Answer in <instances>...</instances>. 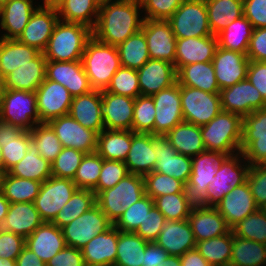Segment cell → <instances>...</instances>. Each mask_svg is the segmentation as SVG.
<instances>
[{
	"mask_svg": "<svg viewBox=\"0 0 266 266\" xmlns=\"http://www.w3.org/2000/svg\"><path fill=\"white\" fill-rule=\"evenodd\" d=\"M139 0H114L99 7L92 36L108 45L118 46L142 29L144 18Z\"/></svg>",
	"mask_w": 266,
	"mask_h": 266,
	"instance_id": "obj_1",
	"label": "cell"
},
{
	"mask_svg": "<svg viewBox=\"0 0 266 266\" xmlns=\"http://www.w3.org/2000/svg\"><path fill=\"white\" fill-rule=\"evenodd\" d=\"M92 29L81 23L59 20L43 54L47 61L81 60Z\"/></svg>",
	"mask_w": 266,
	"mask_h": 266,
	"instance_id": "obj_2",
	"label": "cell"
},
{
	"mask_svg": "<svg viewBox=\"0 0 266 266\" xmlns=\"http://www.w3.org/2000/svg\"><path fill=\"white\" fill-rule=\"evenodd\" d=\"M81 62L93 90L103 91L121 67L116 46L104 44L93 36L87 41Z\"/></svg>",
	"mask_w": 266,
	"mask_h": 266,
	"instance_id": "obj_3",
	"label": "cell"
},
{
	"mask_svg": "<svg viewBox=\"0 0 266 266\" xmlns=\"http://www.w3.org/2000/svg\"><path fill=\"white\" fill-rule=\"evenodd\" d=\"M243 117L221 110L208 124L200 126L202 140L208 151L227 156L241 152Z\"/></svg>",
	"mask_w": 266,
	"mask_h": 266,
	"instance_id": "obj_4",
	"label": "cell"
},
{
	"mask_svg": "<svg viewBox=\"0 0 266 266\" xmlns=\"http://www.w3.org/2000/svg\"><path fill=\"white\" fill-rule=\"evenodd\" d=\"M146 195L143 176L129 173L114 187L101 191L96 204L114 224L125 209Z\"/></svg>",
	"mask_w": 266,
	"mask_h": 266,
	"instance_id": "obj_5",
	"label": "cell"
},
{
	"mask_svg": "<svg viewBox=\"0 0 266 266\" xmlns=\"http://www.w3.org/2000/svg\"><path fill=\"white\" fill-rule=\"evenodd\" d=\"M0 120L24 131L40 124L35 91L5 89L0 98Z\"/></svg>",
	"mask_w": 266,
	"mask_h": 266,
	"instance_id": "obj_6",
	"label": "cell"
},
{
	"mask_svg": "<svg viewBox=\"0 0 266 266\" xmlns=\"http://www.w3.org/2000/svg\"><path fill=\"white\" fill-rule=\"evenodd\" d=\"M239 158L240 161L244 159L242 152L226 156L218 165L215 180L206 189V207H215L232 188L247 181L250 164L245 162V165L242 166V164H239L241 163Z\"/></svg>",
	"mask_w": 266,
	"mask_h": 266,
	"instance_id": "obj_7",
	"label": "cell"
},
{
	"mask_svg": "<svg viewBox=\"0 0 266 266\" xmlns=\"http://www.w3.org/2000/svg\"><path fill=\"white\" fill-rule=\"evenodd\" d=\"M167 21L176 38L213 35L205 0H185Z\"/></svg>",
	"mask_w": 266,
	"mask_h": 266,
	"instance_id": "obj_8",
	"label": "cell"
},
{
	"mask_svg": "<svg viewBox=\"0 0 266 266\" xmlns=\"http://www.w3.org/2000/svg\"><path fill=\"white\" fill-rule=\"evenodd\" d=\"M180 97L184 121L197 126L208 124L222 110L220 93L180 85Z\"/></svg>",
	"mask_w": 266,
	"mask_h": 266,
	"instance_id": "obj_9",
	"label": "cell"
},
{
	"mask_svg": "<svg viewBox=\"0 0 266 266\" xmlns=\"http://www.w3.org/2000/svg\"><path fill=\"white\" fill-rule=\"evenodd\" d=\"M113 223L96 204L62 228L66 246L82 249L91 239L104 233Z\"/></svg>",
	"mask_w": 266,
	"mask_h": 266,
	"instance_id": "obj_10",
	"label": "cell"
},
{
	"mask_svg": "<svg viewBox=\"0 0 266 266\" xmlns=\"http://www.w3.org/2000/svg\"><path fill=\"white\" fill-rule=\"evenodd\" d=\"M77 189L71 179L51 176L45 180L33 202L41 219L52 222Z\"/></svg>",
	"mask_w": 266,
	"mask_h": 266,
	"instance_id": "obj_11",
	"label": "cell"
},
{
	"mask_svg": "<svg viewBox=\"0 0 266 266\" xmlns=\"http://www.w3.org/2000/svg\"><path fill=\"white\" fill-rule=\"evenodd\" d=\"M227 155L205 150L192 157V170L186 190L195 205L205 206L206 189L215 180L218 165Z\"/></svg>",
	"mask_w": 266,
	"mask_h": 266,
	"instance_id": "obj_12",
	"label": "cell"
},
{
	"mask_svg": "<svg viewBox=\"0 0 266 266\" xmlns=\"http://www.w3.org/2000/svg\"><path fill=\"white\" fill-rule=\"evenodd\" d=\"M240 148L250 165L266 164V108L243 117Z\"/></svg>",
	"mask_w": 266,
	"mask_h": 266,
	"instance_id": "obj_13",
	"label": "cell"
},
{
	"mask_svg": "<svg viewBox=\"0 0 266 266\" xmlns=\"http://www.w3.org/2000/svg\"><path fill=\"white\" fill-rule=\"evenodd\" d=\"M35 93L40 123L69 114L73 96L60 83L45 79Z\"/></svg>",
	"mask_w": 266,
	"mask_h": 266,
	"instance_id": "obj_14",
	"label": "cell"
},
{
	"mask_svg": "<svg viewBox=\"0 0 266 266\" xmlns=\"http://www.w3.org/2000/svg\"><path fill=\"white\" fill-rule=\"evenodd\" d=\"M155 104L154 135L164 136L184 121L178 82L151 96Z\"/></svg>",
	"mask_w": 266,
	"mask_h": 266,
	"instance_id": "obj_15",
	"label": "cell"
},
{
	"mask_svg": "<svg viewBox=\"0 0 266 266\" xmlns=\"http://www.w3.org/2000/svg\"><path fill=\"white\" fill-rule=\"evenodd\" d=\"M48 124L55 131L62 147L74 148L85 154L96 152L98 133L83 127L69 114L54 118Z\"/></svg>",
	"mask_w": 266,
	"mask_h": 266,
	"instance_id": "obj_16",
	"label": "cell"
},
{
	"mask_svg": "<svg viewBox=\"0 0 266 266\" xmlns=\"http://www.w3.org/2000/svg\"><path fill=\"white\" fill-rule=\"evenodd\" d=\"M153 150L157 160L154 171L172 176L186 185L191 175L192 157L178 153L163 135H153Z\"/></svg>",
	"mask_w": 266,
	"mask_h": 266,
	"instance_id": "obj_17",
	"label": "cell"
},
{
	"mask_svg": "<svg viewBox=\"0 0 266 266\" xmlns=\"http://www.w3.org/2000/svg\"><path fill=\"white\" fill-rule=\"evenodd\" d=\"M222 110L242 117L266 108V101L248 79L220 90Z\"/></svg>",
	"mask_w": 266,
	"mask_h": 266,
	"instance_id": "obj_18",
	"label": "cell"
},
{
	"mask_svg": "<svg viewBox=\"0 0 266 266\" xmlns=\"http://www.w3.org/2000/svg\"><path fill=\"white\" fill-rule=\"evenodd\" d=\"M150 59L175 63L177 38L167 20L144 19L142 29Z\"/></svg>",
	"mask_w": 266,
	"mask_h": 266,
	"instance_id": "obj_19",
	"label": "cell"
},
{
	"mask_svg": "<svg viewBox=\"0 0 266 266\" xmlns=\"http://www.w3.org/2000/svg\"><path fill=\"white\" fill-rule=\"evenodd\" d=\"M58 21L59 16L56 8L39 5L17 40L43 52Z\"/></svg>",
	"mask_w": 266,
	"mask_h": 266,
	"instance_id": "obj_20",
	"label": "cell"
},
{
	"mask_svg": "<svg viewBox=\"0 0 266 266\" xmlns=\"http://www.w3.org/2000/svg\"><path fill=\"white\" fill-rule=\"evenodd\" d=\"M249 61L244 53L217 47L212 64L220 90L247 79Z\"/></svg>",
	"mask_w": 266,
	"mask_h": 266,
	"instance_id": "obj_21",
	"label": "cell"
},
{
	"mask_svg": "<svg viewBox=\"0 0 266 266\" xmlns=\"http://www.w3.org/2000/svg\"><path fill=\"white\" fill-rule=\"evenodd\" d=\"M46 79L60 83L73 97L93 90L81 60L47 61Z\"/></svg>",
	"mask_w": 266,
	"mask_h": 266,
	"instance_id": "obj_22",
	"label": "cell"
},
{
	"mask_svg": "<svg viewBox=\"0 0 266 266\" xmlns=\"http://www.w3.org/2000/svg\"><path fill=\"white\" fill-rule=\"evenodd\" d=\"M135 98L102 91L101 115L108 130H132Z\"/></svg>",
	"mask_w": 266,
	"mask_h": 266,
	"instance_id": "obj_23",
	"label": "cell"
},
{
	"mask_svg": "<svg viewBox=\"0 0 266 266\" xmlns=\"http://www.w3.org/2000/svg\"><path fill=\"white\" fill-rule=\"evenodd\" d=\"M215 208L224 217L230 228L259 209L247 181L232 188Z\"/></svg>",
	"mask_w": 266,
	"mask_h": 266,
	"instance_id": "obj_24",
	"label": "cell"
},
{
	"mask_svg": "<svg viewBox=\"0 0 266 266\" xmlns=\"http://www.w3.org/2000/svg\"><path fill=\"white\" fill-rule=\"evenodd\" d=\"M217 47L218 40L216 35L177 38L174 63L176 71L184 65L212 62Z\"/></svg>",
	"mask_w": 266,
	"mask_h": 266,
	"instance_id": "obj_25",
	"label": "cell"
},
{
	"mask_svg": "<svg viewBox=\"0 0 266 266\" xmlns=\"http://www.w3.org/2000/svg\"><path fill=\"white\" fill-rule=\"evenodd\" d=\"M137 73L142 96H152L177 82L174 64L162 60L149 59Z\"/></svg>",
	"mask_w": 266,
	"mask_h": 266,
	"instance_id": "obj_26",
	"label": "cell"
},
{
	"mask_svg": "<svg viewBox=\"0 0 266 266\" xmlns=\"http://www.w3.org/2000/svg\"><path fill=\"white\" fill-rule=\"evenodd\" d=\"M155 243L161 246L169 256L184 255L196 248V240L187 220H166Z\"/></svg>",
	"mask_w": 266,
	"mask_h": 266,
	"instance_id": "obj_27",
	"label": "cell"
},
{
	"mask_svg": "<svg viewBox=\"0 0 266 266\" xmlns=\"http://www.w3.org/2000/svg\"><path fill=\"white\" fill-rule=\"evenodd\" d=\"M188 221L196 242L225 235L231 230L215 207L194 205Z\"/></svg>",
	"mask_w": 266,
	"mask_h": 266,
	"instance_id": "obj_28",
	"label": "cell"
},
{
	"mask_svg": "<svg viewBox=\"0 0 266 266\" xmlns=\"http://www.w3.org/2000/svg\"><path fill=\"white\" fill-rule=\"evenodd\" d=\"M25 246L46 264L66 243L62 229L52 222H43L25 239Z\"/></svg>",
	"mask_w": 266,
	"mask_h": 266,
	"instance_id": "obj_29",
	"label": "cell"
},
{
	"mask_svg": "<svg viewBox=\"0 0 266 266\" xmlns=\"http://www.w3.org/2000/svg\"><path fill=\"white\" fill-rule=\"evenodd\" d=\"M101 104L102 91L91 90L86 94L73 97L69 115L83 127L100 134L105 129Z\"/></svg>",
	"mask_w": 266,
	"mask_h": 266,
	"instance_id": "obj_30",
	"label": "cell"
},
{
	"mask_svg": "<svg viewBox=\"0 0 266 266\" xmlns=\"http://www.w3.org/2000/svg\"><path fill=\"white\" fill-rule=\"evenodd\" d=\"M30 144V130L0 120V148L7 172L24 158Z\"/></svg>",
	"mask_w": 266,
	"mask_h": 266,
	"instance_id": "obj_31",
	"label": "cell"
},
{
	"mask_svg": "<svg viewBox=\"0 0 266 266\" xmlns=\"http://www.w3.org/2000/svg\"><path fill=\"white\" fill-rule=\"evenodd\" d=\"M156 162L153 134L132 131L131 148L125 160L129 173L144 176L154 171Z\"/></svg>",
	"mask_w": 266,
	"mask_h": 266,
	"instance_id": "obj_32",
	"label": "cell"
},
{
	"mask_svg": "<svg viewBox=\"0 0 266 266\" xmlns=\"http://www.w3.org/2000/svg\"><path fill=\"white\" fill-rule=\"evenodd\" d=\"M46 58L40 52L34 59L5 77V89L34 92L46 79Z\"/></svg>",
	"mask_w": 266,
	"mask_h": 266,
	"instance_id": "obj_33",
	"label": "cell"
},
{
	"mask_svg": "<svg viewBox=\"0 0 266 266\" xmlns=\"http://www.w3.org/2000/svg\"><path fill=\"white\" fill-rule=\"evenodd\" d=\"M118 229L113 225L91 239L82 249L85 264L114 266L117 255Z\"/></svg>",
	"mask_w": 266,
	"mask_h": 266,
	"instance_id": "obj_34",
	"label": "cell"
},
{
	"mask_svg": "<svg viewBox=\"0 0 266 266\" xmlns=\"http://www.w3.org/2000/svg\"><path fill=\"white\" fill-rule=\"evenodd\" d=\"M43 222L33 202L10 203L0 228L26 239Z\"/></svg>",
	"mask_w": 266,
	"mask_h": 266,
	"instance_id": "obj_35",
	"label": "cell"
},
{
	"mask_svg": "<svg viewBox=\"0 0 266 266\" xmlns=\"http://www.w3.org/2000/svg\"><path fill=\"white\" fill-rule=\"evenodd\" d=\"M34 7L32 0H11L3 5L0 8V26L7 33L0 38L18 39L38 6Z\"/></svg>",
	"mask_w": 266,
	"mask_h": 266,
	"instance_id": "obj_36",
	"label": "cell"
},
{
	"mask_svg": "<svg viewBox=\"0 0 266 266\" xmlns=\"http://www.w3.org/2000/svg\"><path fill=\"white\" fill-rule=\"evenodd\" d=\"M179 85L198 88L208 93H220L212 62L182 66L177 71Z\"/></svg>",
	"mask_w": 266,
	"mask_h": 266,
	"instance_id": "obj_37",
	"label": "cell"
},
{
	"mask_svg": "<svg viewBox=\"0 0 266 266\" xmlns=\"http://www.w3.org/2000/svg\"><path fill=\"white\" fill-rule=\"evenodd\" d=\"M176 151L182 155L194 157L205 151L200 126L181 122L164 135Z\"/></svg>",
	"mask_w": 266,
	"mask_h": 266,
	"instance_id": "obj_38",
	"label": "cell"
},
{
	"mask_svg": "<svg viewBox=\"0 0 266 266\" xmlns=\"http://www.w3.org/2000/svg\"><path fill=\"white\" fill-rule=\"evenodd\" d=\"M132 142V130L104 129L98 134L96 152L106 160L125 162Z\"/></svg>",
	"mask_w": 266,
	"mask_h": 266,
	"instance_id": "obj_39",
	"label": "cell"
},
{
	"mask_svg": "<svg viewBox=\"0 0 266 266\" xmlns=\"http://www.w3.org/2000/svg\"><path fill=\"white\" fill-rule=\"evenodd\" d=\"M40 51L17 39L0 38V71L6 77L11 71L34 59Z\"/></svg>",
	"mask_w": 266,
	"mask_h": 266,
	"instance_id": "obj_40",
	"label": "cell"
},
{
	"mask_svg": "<svg viewBox=\"0 0 266 266\" xmlns=\"http://www.w3.org/2000/svg\"><path fill=\"white\" fill-rule=\"evenodd\" d=\"M205 3L213 35L243 16V0H205Z\"/></svg>",
	"mask_w": 266,
	"mask_h": 266,
	"instance_id": "obj_41",
	"label": "cell"
},
{
	"mask_svg": "<svg viewBox=\"0 0 266 266\" xmlns=\"http://www.w3.org/2000/svg\"><path fill=\"white\" fill-rule=\"evenodd\" d=\"M8 173L12 176L43 183L52 176L51 163L44 159L31 143L24 158L14 165Z\"/></svg>",
	"mask_w": 266,
	"mask_h": 266,
	"instance_id": "obj_42",
	"label": "cell"
},
{
	"mask_svg": "<svg viewBox=\"0 0 266 266\" xmlns=\"http://www.w3.org/2000/svg\"><path fill=\"white\" fill-rule=\"evenodd\" d=\"M253 26L243 15L218 33V47L247 54Z\"/></svg>",
	"mask_w": 266,
	"mask_h": 266,
	"instance_id": "obj_43",
	"label": "cell"
},
{
	"mask_svg": "<svg viewBox=\"0 0 266 266\" xmlns=\"http://www.w3.org/2000/svg\"><path fill=\"white\" fill-rule=\"evenodd\" d=\"M148 243L134 232L118 230L117 255L114 266H144V253Z\"/></svg>",
	"mask_w": 266,
	"mask_h": 266,
	"instance_id": "obj_44",
	"label": "cell"
},
{
	"mask_svg": "<svg viewBox=\"0 0 266 266\" xmlns=\"http://www.w3.org/2000/svg\"><path fill=\"white\" fill-rule=\"evenodd\" d=\"M57 12L59 20L81 23L93 29L97 22L99 5L94 0H64L58 6Z\"/></svg>",
	"mask_w": 266,
	"mask_h": 266,
	"instance_id": "obj_45",
	"label": "cell"
},
{
	"mask_svg": "<svg viewBox=\"0 0 266 266\" xmlns=\"http://www.w3.org/2000/svg\"><path fill=\"white\" fill-rule=\"evenodd\" d=\"M266 244L233 235L229 266H265Z\"/></svg>",
	"mask_w": 266,
	"mask_h": 266,
	"instance_id": "obj_46",
	"label": "cell"
},
{
	"mask_svg": "<svg viewBox=\"0 0 266 266\" xmlns=\"http://www.w3.org/2000/svg\"><path fill=\"white\" fill-rule=\"evenodd\" d=\"M41 184L39 181L19 178L7 172L2 177L1 193L10 203L34 202Z\"/></svg>",
	"mask_w": 266,
	"mask_h": 266,
	"instance_id": "obj_47",
	"label": "cell"
},
{
	"mask_svg": "<svg viewBox=\"0 0 266 266\" xmlns=\"http://www.w3.org/2000/svg\"><path fill=\"white\" fill-rule=\"evenodd\" d=\"M233 232L196 242V249L211 266H229L232 255Z\"/></svg>",
	"mask_w": 266,
	"mask_h": 266,
	"instance_id": "obj_48",
	"label": "cell"
},
{
	"mask_svg": "<svg viewBox=\"0 0 266 266\" xmlns=\"http://www.w3.org/2000/svg\"><path fill=\"white\" fill-rule=\"evenodd\" d=\"M120 64L123 67L138 70L149 59L147 41L142 30L134 33L117 46Z\"/></svg>",
	"mask_w": 266,
	"mask_h": 266,
	"instance_id": "obj_49",
	"label": "cell"
},
{
	"mask_svg": "<svg viewBox=\"0 0 266 266\" xmlns=\"http://www.w3.org/2000/svg\"><path fill=\"white\" fill-rule=\"evenodd\" d=\"M95 205L96 194L93 190L77 189L70 200L58 212L52 223L62 229Z\"/></svg>",
	"mask_w": 266,
	"mask_h": 266,
	"instance_id": "obj_50",
	"label": "cell"
},
{
	"mask_svg": "<svg viewBox=\"0 0 266 266\" xmlns=\"http://www.w3.org/2000/svg\"><path fill=\"white\" fill-rule=\"evenodd\" d=\"M154 206L166 220H187L195 205L188 193L167 194L153 199Z\"/></svg>",
	"mask_w": 266,
	"mask_h": 266,
	"instance_id": "obj_51",
	"label": "cell"
},
{
	"mask_svg": "<svg viewBox=\"0 0 266 266\" xmlns=\"http://www.w3.org/2000/svg\"><path fill=\"white\" fill-rule=\"evenodd\" d=\"M30 137L38 153L50 163L56 159L63 148L55 131L48 123H40L33 127L30 130Z\"/></svg>",
	"mask_w": 266,
	"mask_h": 266,
	"instance_id": "obj_52",
	"label": "cell"
},
{
	"mask_svg": "<svg viewBox=\"0 0 266 266\" xmlns=\"http://www.w3.org/2000/svg\"><path fill=\"white\" fill-rule=\"evenodd\" d=\"M143 179L145 193L152 199L167 194L188 193L183 182L156 171L144 175Z\"/></svg>",
	"mask_w": 266,
	"mask_h": 266,
	"instance_id": "obj_53",
	"label": "cell"
},
{
	"mask_svg": "<svg viewBox=\"0 0 266 266\" xmlns=\"http://www.w3.org/2000/svg\"><path fill=\"white\" fill-rule=\"evenodd\" d=\"M233 235L266 244V214L259 208L231 228Z\"/></svg>",
	"mask_w": 266,
	"mask_h": 266,
	"instance_id": "obj_54",
	"label": "cell"
},
{
	"mask_svg": "<svg viewBox=\"0 0 266 266\" xmlns=\"http://www.w3.org/2000/svg\"><path fill=\"white\" fill-rule=\"evenodd\" d=\"M103 160L97 152L84 155L73 178L78 189L93 190L97 186Z\"/></svg>",
	"mask_w": 266,
	"mask_h": 266,
	"instance_id": "obj_55",
	"label": "cell"
},
{
	"mask_svg": "<svg viewBox=\"0 0 266 266\" xmlns=\"http://www.w3.org/2000/svg\"><path fill=\"white\" fill-rule=\"evenodd\" d=\"M154 206V201L148 195L125 209L120 218L113 224L121 232H135L144 222L148 212Z\"/></svg>",
	"mask_w": 266,
	"mask_h": 266,
	"instance_id": "obj_56",
	"label": "cell"
},
{
	"mask_svg": "<svg viewBox=\"0 0 266 266\" xmlns=\"http://www.w3.org/2000/svg\"><path fill=\"white\" fill-rule=\"evenodd\" d=\"M155 104L151 96L135 98L133 110L132 131L135 133H150L154 135Z\"/></svg>",
	"mask_w": 266,
	"mask_h": 266,
	"instance_id": "obj_57",
	"label": "cell"
},
{
	"mask_svg": "<svg viewBox=\"0 0 266 266\" xmlns=\"http://www.w3.org/2000/svg\"><path fill=\"white\" fill-rule=\"evenodd\" d=\"M106 92L136 98L141 95L137 70L121 66L114 74Z\"/></svg>",
	"mask_w": 266,
	"mask_h": 266,
	"instance_id": "obj_58",
	"label": "cell"
},
{
	"mask_svg": "<svg viewBox=\"0 0 266 266\" xmlns=\"http://www.w3.org/2000/svg\"><path fill=\"white\" fill-rule=\"evenodd\" d=\"M85 153L69 147H63L51 163L52 176L73 180Z\"/></svg>",
	"mask_w": 266,
	"mask_h": 266,
	"instance_id": "obj_59",
	"label": "cell"
},
{
	"mask_svg": "<svg viewBox=\"0 0 266 266\" xmlns=\"http://www.w3.org/2000/svg\"><path fill=\"white\" fill-rule=\"evenodd\" d=\"M128 174L125 162L104 159L97 186L93 189L94 193L97 196L101 191L114 187Z\"/></svg>",
	"mask_w": 266,
	"mask_h": 266,
	"instance_id": "obj_60",
	"label": "cell"
},
{
	"mask_svg": "<svg viewBox=\"0 0 266 266\" xmlns=\"http://www.w3.org/2000/svg\"><path fill=\"white\" fill-rule=\"evenodd\" d=\"M144 19L168 20L185 0H139Z\"/></svg>",
	"mask_w": 266,
	"mask_h": 266,
	"instance_id": "obj_61",
	"label": "cell"
},
{
	"mask_svg": "<svg viewBox=\"0 0 266 266\" xmlns=\"http://www.w3.org/2000/svg\"><path fill=\"white\" fill-rule=\"evenodd\" d=\"M247 183L256 205L260 208L266 203V164L250 165Z\"/></svg>",
	"mask_w": 266,
	"mask_h": 266,
	"instance_id": "obj_62",
	"label": "cell"
},
{
	"mask_svg": "<svg viewBox=\"0 0 266 266\" xmlns=\"http://www.w3.org/2000/svg\"><path fill=\"white\" fill-rule=\"evenodd\" d=\"M165 222V216L153 206L134 233L148 242H155Z\"/></svg>",
	"mask_w": 266,
	"mask_h": 266,
	"instance_id": "obj_63",
	"label": "cell"
},
{
	"mask_svg": "<svg viewBox=\"0 0 266 266\" xmlns=\"http://www.w3.org/2000/svg\"><path fill=\"white\" fill-rule=\"evenodd\" d=\"M24 247V237L0 228V258L16 260Z\"/></svg>",
	"mask_w": 266,
	"mask_h": 266,
	"instance_id": "obj_64",
	"label": "cell"
},
{
	"mask_svg": "<svg viewBox=\"0 0 266 266\" xmlns=\"http://www.w3.org/2000/svg\"><path fill=\"white\" fill-rule=\"evenodd\" d=\"M243 15L254 29L266 27V0H243Z\"/></svg>",
	"mask_w": 266,
	"mask_h": 266,
	"instance_id": "obj_65",
	"label": "cell"
},
{
	"mask_svg": "<svg viewBox=\"0 0 266 266\" xmlns=\"http://www.w3.org/2000/svg\"><path fill=\"white\" fill-rule=\"evenodd\" d=\"M84 264L80 249L65 246L46 263V266H84Z\"/></svg>",
	"mask_w": 266,
	"mask_h": 266,
	"instance_id": "obj_66",
	"label": "cell"
},
{
	"mask_svg": "<svg viewBox=\"0 0 266 266\" xmlns=\"http://www.w3.org/2000/svg\"><path fill=\"white\" fill-rule=\"evenodd\" d=\"M246 55L252 61H266V27L253 29Z\"/></svg>",
	"mask_w": 266,
	"mask_h": 266,
	"instance_id": "obj_67",
	"label": "cell"
},
{
	"mask_svg": "<svg viewBox=\"0 0 266 266\" xmlns=\"http://www.w3.org/2000/svg\"><path fill=\"white\" fill-rule=\"evenodd\" d=\"M247 79L266 101V61H249Z\"/></svg>",
	"mask_w": 266,
	"mask_h": 266,
	"instance_id": "obj_68",
	"label": "cell"
},
{
	"mask_svg": "<svg viewBox=\"0 0 266 266\" xmlns=\"http://www.w3.org/2000/svg\"><path fill=\"white\" fill-rule=\"evenodd\" d=\"M169 254L155 242H149L144 253V266H160Z\"/></svg>",
	"mask_w": 266,
	"mask_h": 266,
	"instance_id": "obj_69",
	"label": "cell"
},
{
	"mask_svg": "<svg viewBox=\"0 0 266 266\" xmlns=\"http://www.w3.org/2000/svg\"><path fill=\"white\" fill-rule=\"evenodd\" d=\"M182 266H211L196 248L180 256Z\"/></svg>",
	"mask_w": 266,
	"mask_h": 266,
	"instance_id": "obj_70",
	"label": "cell"
},
{
	"mask_svg": "<svg viewBox=\"0 0 266 266\" xmlns=\"http://www.w3.org/2000/svg\"><path fill=\"white\" fill-rule=\"evenodd\" d=\"M16 263L17 266H46V264L26 246L16 259Z\"/></svg>",
	"mask_w": 266,
	"mask_h": 266,
	"instance_id": "obj_71",
	"label": "cell"
},
{
	"mask_svg": "<svg viewBox=\"0 0 266 266\" xmlns=\"http://www.w3.org/2000/svg\"><path fill=\"white\" fill-rule=\"evenodd\" d=\"M10 202L3 196L0 191V226L8 213Z\"/></svg>",
	"mask_w": 266,
	"mask_h": 266,
	"instance_id": "obj_72",
	"label": "cell"
},
{
	"mask_svg": "<svg viewBox=\"0 0 266 266\" xmlns=\"http://www.w3.org/2000/svg\"><path fill=\"white\" fill-rule=\"evenodd\" d=\"M160 266H182L180 257L168 256L165 261H162Z\"/></svg>",
	"mask_w": 266,
	"mask_h": 266,
	"instance_id": "obj_73",
	"label": "cell"
},
{
	"mask_svg": "<svg viewBox=\"0 0 266 266\" xmlns=\"http://www.w3.org/2000/svg\"><path fill=\"white\" fill-rule=\"evenodd\" d=\"M43 7H49V8H58V6L64 1V0H43Z\"/></svg>",
	"mask_w": 266,
	"mask_h": 266,
	"instance_id": "obj_74",
	"label": "cell"
},
{
	"mask_svg": "<svg viewBox=\"0 0 266 266\" xmlns=\"http://www.w3.org/2000/svg\"><path fill=\"white\" fill-rule=\"evenodd\" d=\"M0 266H17L16 260L0 258Z\"/></svg>",
	"mask_w": 266,
	"mask_h": 266,
	"instance_id": "obj_75",
	"label": "cell"
},
{
	"mask_svg": "<svg viewBox=\"0 0 266 266\" xmlns=\"http://www.w3.org/2000/svg\"><path fill=\"white\" fill-rule=\"evenodd\" d=\"M4 90H5V77L1 74L0 71V98L4 93Z\"/></svg>",
	"mask_w": 266,
	"mask_h": 266,
	"instance_id": "obj_76",
	"label": "cell"
},
{
	"mask_svg": "<svg viewBox=\"0 0 266 266\" xmlns=\"http://www.w3.org/2000/svg\"><path fill=\"white\" fill-rule=\"evenodd\" d=\"M0 172L4 175L5 173H7V171L5 170V165H4V160H3V155L1 152V148H0Z\"/></svg>",
	"mask_w": 266,
	"mask_h": 266,
	"instance_id": "obj_77",
	"label": "cell"
},
{
	"mask_svg": "<svg viewBox=\"0 0 266 266\" xmlns=\"http://www.w3.org/2000/svg\"><path fill=\"white\" fill-rule=\"evenodd\" d=\"M94 1L99 5V7L109 2H113V0H94Z\"/></svg>",
	"mask_w": 266,
	"mask_h": 266,
	"instance_id": "obj_78",
	"label": "cell"
},
{
	"mask_svg": "<svg viewBox=\"0 0 266 266\" xmlns=\"http://www.w3.org/2000/svg\"><path fill=\"white\" fill-rule=\"evenodd\" d=\"M11 0H0V8L3 6V5H5V4H7L8 2H10Z\"/></svg>",
	"mask_w": 266,
	"mask_h": 266,
	"instance_id": "obj_79",
	"label": "cell"
},
{
	"mask_svg": "<svg viewBox=\"0 0 266 266\" xmlns=\"http://www.w3.org/2000/svg\"><path fill=\"white\" fill-rule=\"evenodd\" d=\"M260 209L266 214V203L263 204Z\"/></svg>",
	"mask_w": 266,
	"mask_h": 266,
	"instance_id": "obj_80",
	"label": "cell"
}]
</instances>
